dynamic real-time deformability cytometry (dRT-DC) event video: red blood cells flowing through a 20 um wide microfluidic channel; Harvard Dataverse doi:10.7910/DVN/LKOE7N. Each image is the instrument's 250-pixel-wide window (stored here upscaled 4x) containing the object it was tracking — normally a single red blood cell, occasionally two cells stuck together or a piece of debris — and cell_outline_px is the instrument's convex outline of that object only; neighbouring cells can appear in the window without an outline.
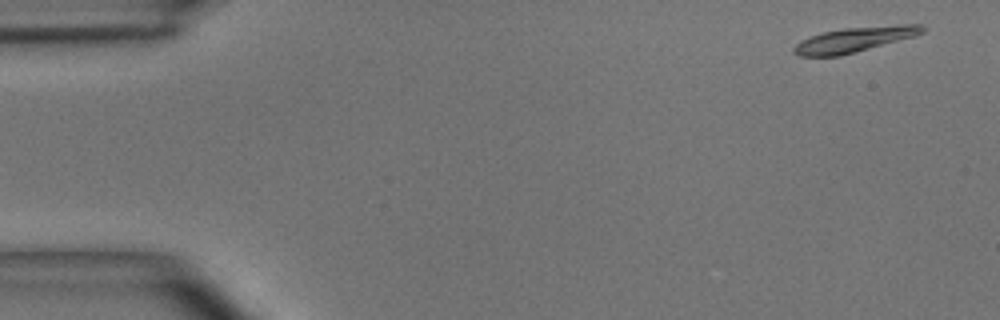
{"species": "common noctule bat (a hibernating species)", "species_latin": "Nyctalus noctula", "temperature_condition": "room temperature", "stored_images_in_passage": 9, "camera_frame_rate_fps": 3000, "um_per_image_px": 0.085, "animal": {"sex": "male", "body_mass_g": 15.6}, "frame": {"image": 1, "passage_image": 2, "time_ms": 0.333, "image_size_px": [1000, 320], "cell_outline_px": [[924, 32], [916, 36], [856, 52], [840, 56], [796, 56], [792, 52], [792, 48], [800, 40], [824, 32], [844, 28], [900, 24], [924, 24]], "centroid_in_image_um": [72.63, 3.36], "position_along_channel_um": 12.4, "area_um2": 18.84}}